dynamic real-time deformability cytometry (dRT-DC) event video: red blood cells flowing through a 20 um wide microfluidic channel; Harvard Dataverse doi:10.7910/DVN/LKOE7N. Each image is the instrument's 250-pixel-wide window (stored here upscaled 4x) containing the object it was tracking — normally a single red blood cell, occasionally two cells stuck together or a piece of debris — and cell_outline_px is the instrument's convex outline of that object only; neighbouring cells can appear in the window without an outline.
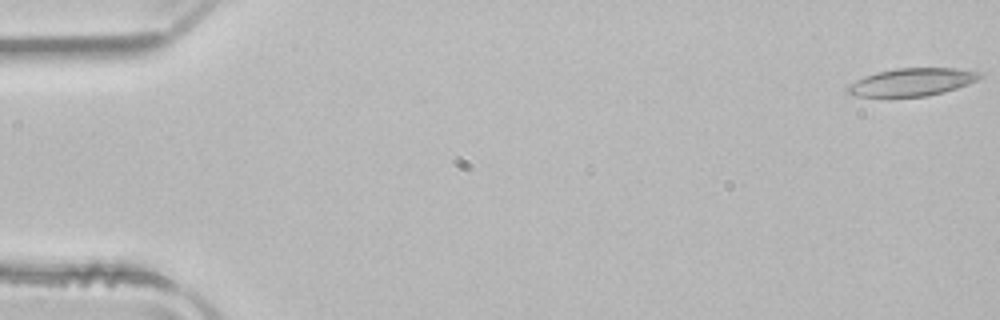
{"species": "common noctule bat (a hibernating species)", "species_latin": "Nyctalus noctula", "temperature_condition": "room temperature", "stored_images_in_passage": 52, "camera_frame_rate_fps": 3000, "um_per_image_px": 0.085, "animal": {"sex": "male", "body_mass_g": 21.5, "forearm_length_mm": 52.0}, "frame": {"image": 1, "passage_image": 1, "time_ms": 0.0, "image_size_px": [1000, 320], "cell_outline_px": [[984, 76], [968, 84], [944, 92], [928, 96], [852, 96], [844, 92], [844, 88], [848, 84], [864, 76], [876, 72], [896, 68], [956, 68], [980, 72]], "centroid_in_image_um": [77.46, 6.97], "position_along_channel_um": 7.5, "area_um2": 21.5}}
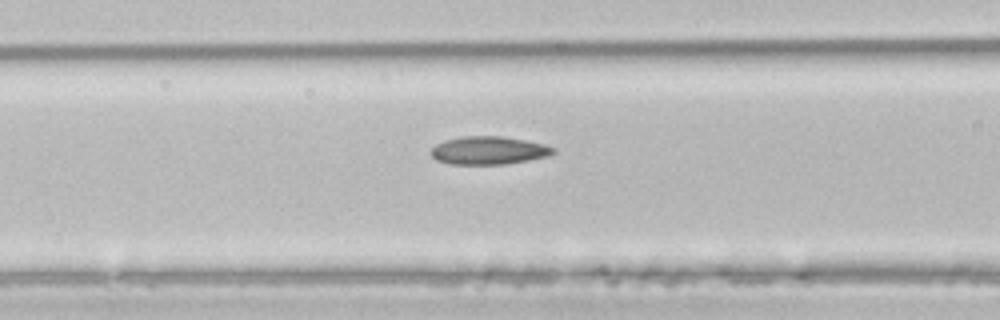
{"frame": {"image": 2, "passage_image": 21, "time_ms": 6.667, "image_size_px": [1000, 320], "cell_outline_px": [[556, 152], [548, 156], [528, 160], [504, 164], [448, 164], [436, 160], [432, 156], [432, 148], [436, 144], [444, 140], [460, 136], [500, 136], [524, 140], [544, 144], [556, 148]], "centroid_in_image_um": [41.53, 12.78], "position_along_channel_um": 125.1, "area_um2": 20.0}}
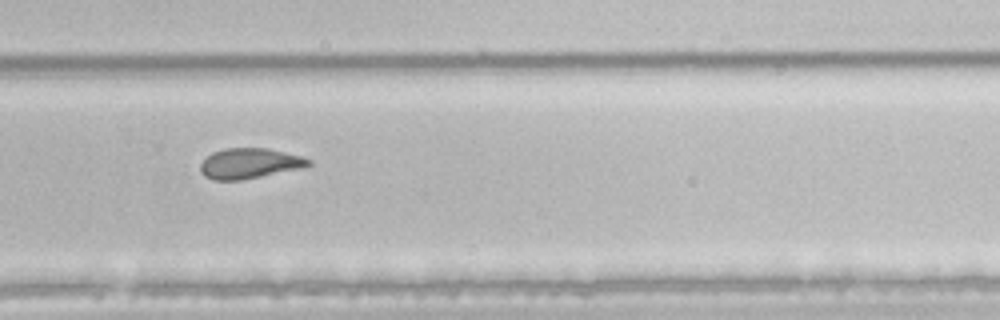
{"frame": {"image": 3, "passage_image": 35, "time_ms": 11.333, "image_size_px": [1000, 320], "cell_outline_px": [[312, 164], [304, 168], [240, 180], [212, 180], [204, 176], [200, 172], [200, 164], [212, 152], [224, 148], [268, 148], [300, 156], [312, 160]], "centroid_in_image_um": [21.21, 13.89], "position_along_channel_um": 308.6, "area_um2": 19.19}, "authors_computed_cell_mechanics": {"area_um2": 21.097, "velocity_mm_per_s": 3.9429, "shape_relaxation_time_tau1_ms": null, "shape_relaxation_time_tau2_ms": 3.2645, "deformation_change_tau1": null, "deformation_change_tau2": 0.1128}}